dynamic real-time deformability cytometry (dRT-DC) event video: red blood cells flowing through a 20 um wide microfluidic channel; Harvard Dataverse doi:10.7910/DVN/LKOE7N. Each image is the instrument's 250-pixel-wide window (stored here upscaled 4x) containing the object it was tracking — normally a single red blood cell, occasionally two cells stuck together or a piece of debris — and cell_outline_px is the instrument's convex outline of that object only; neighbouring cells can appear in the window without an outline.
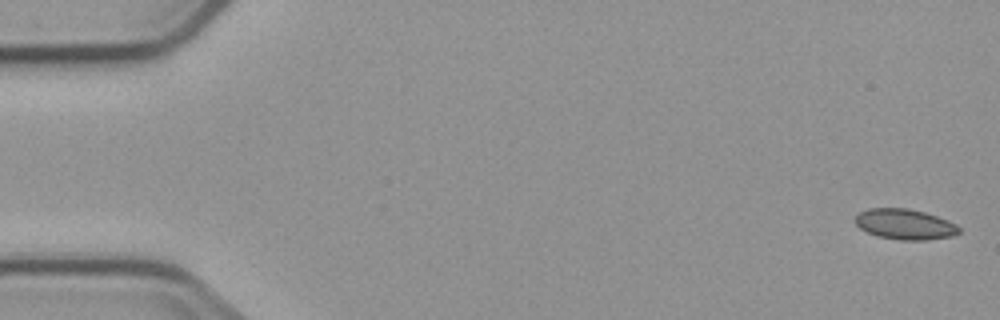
{"species": "common noctule bat (a hibernating species)", "species_latin": "Nyctalus noctula", "temperature_condition": "cold", "stored_images_in_passage": 5, "camera_frame_rate_fps": 3000, "um_per_image_px": 0.085, "animal": {"sex": "male", "body_mass_g": 23.1, "forearm_length_mm": 52.7}, "frame": {"image": 1, "passage_image": 1, "time_ms": 0.0, "image_size_px": [1000, 320], "cell_outline_px": [[960, 232], [952, 236], [924, 240], [900, 240], [876, 236], [860, 228], [852, 220], [860, 212], [868, 208], [908, 208], [924, 212], [948, 220], [956, 224], [960, 228]], "centroid_in_image_um": [76.89, 19.06], "position_along_channel_um": 8.1, "area_um2": 18.5}}
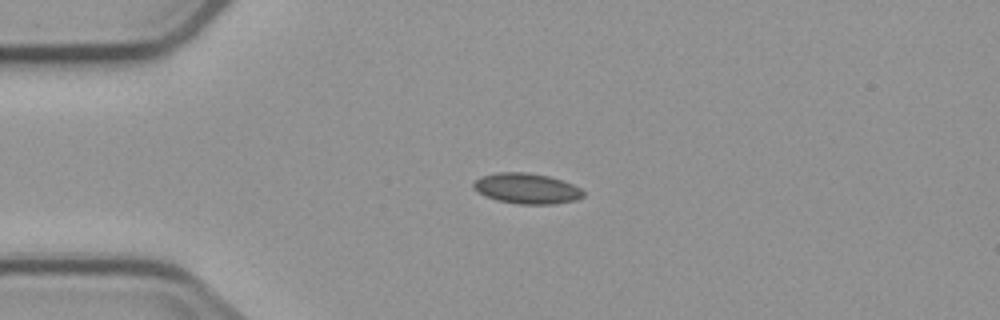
{"frame": {"image": 2, "passage_image": 4, "time_ms": 4.0, "image_size_px": [1000, 320], "cell_outline_px": [[584, 196], [576, 200], [552, 204], [520, 204], [496, 200], [476, 192], [472, 188], [472, 184], [480, 176], [496, 172], [528, 172], [548, 176], [572, 184], [580, 188], [584, 192]], "centroid_in_image_um": [44.73, 16.02], "position_along_channel_um": 40.3, "area_um2": 19.59}}